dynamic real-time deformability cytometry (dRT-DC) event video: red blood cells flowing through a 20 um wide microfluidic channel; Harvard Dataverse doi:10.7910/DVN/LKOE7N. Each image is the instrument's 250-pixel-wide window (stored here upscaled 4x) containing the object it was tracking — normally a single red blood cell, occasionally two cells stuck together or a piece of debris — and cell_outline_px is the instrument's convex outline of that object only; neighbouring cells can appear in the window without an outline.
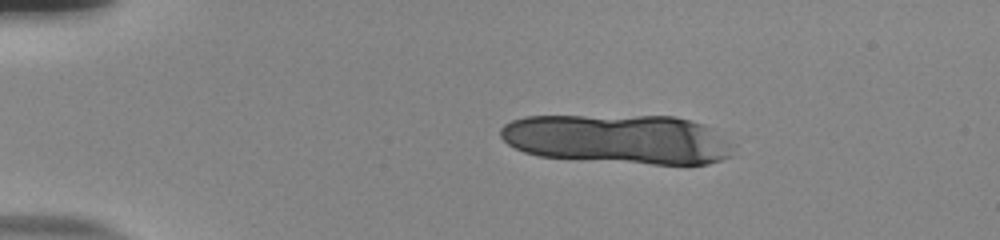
{"species": "human", "species_latin": "Homo sapiens", "temperature_condition": "room temperature", "stored_images_in_passage": 18, "camera_frame_rate_fps": 3000, "um_per_image_px": 0.085, "donor": {"sex": "male"}, "frame": {"image": 1, "passage_image": 10, "time_ms": 3.0, "image_size_px": [1000, 240], "cell_outline_px": [[736, 144], [732, 156], [708, 164], [652, 164], [540, 156], [524, 152], [508, 144], [500, 136], [500, 128], [504, 124], [512, 120], [524, 116], [672, 116], [704, 124]], "centroid_in_image_um": [52.58, 11.82], "position_along_channel_um": 32.4, "area_um2": 67.22}}